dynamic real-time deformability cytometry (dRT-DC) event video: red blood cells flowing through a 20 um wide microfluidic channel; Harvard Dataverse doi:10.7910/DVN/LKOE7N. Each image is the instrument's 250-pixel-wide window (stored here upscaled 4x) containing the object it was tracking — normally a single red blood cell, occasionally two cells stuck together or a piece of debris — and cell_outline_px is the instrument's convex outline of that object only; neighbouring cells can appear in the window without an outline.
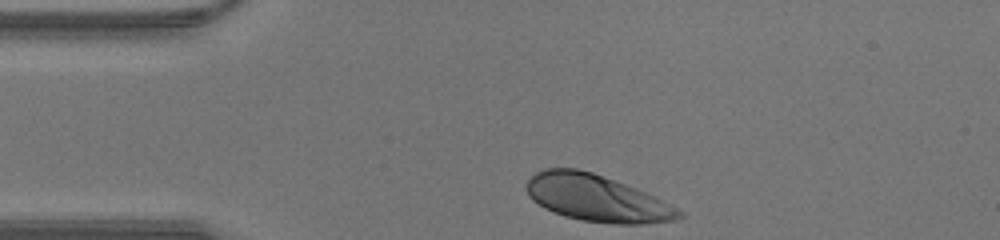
{"species": "human", "species_latin": "Homo sapiens", "temperature_condition": "warm", "stored_images_in_passage": 26, "camera_frame_rate_fps": 3000, "um_per_image_px": 0.085, "donor": {"sex": "male"}, "frame": {"image": 1, "passage_image": 1, "time_ms": 0.0, "image_size_px": [1000, 240], "cell_outline_px": [[684, 216], [676, 220], [640, 224], [612, 224], [584, 220], [564, 216], [544, 208], [532, 200], [528, 196], [524, 184], [536, 172], [544, 168], [576, 168], [592, 172], [636, 188], [656, 196], [684, 212]], "centroid_in_image_um": [50.71, 16.84], "position_along_channel_um": 34.3, "area_um2": 41.62}}
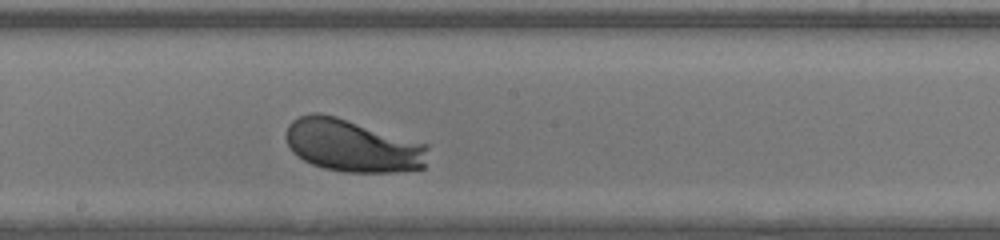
{"frame": {"image": 2, "passage_image": 15, "time_ms": 4.667, "image_size_px": [1000, 240], "cell_outline_px": [[428, 148], [424, 168], [392, 172], [344, 172], [324, 168], [312, 164], [296, 156], [292, 152], [284, 136], [288, 124], [292, 120], [300, 116], [312, 112], [320, 112], [336, 116], [428, 144]], "centroid_in_image_um": [29.92, 12.37], "position_along_channel_um": 218.3, "area_um2": 43.7}}
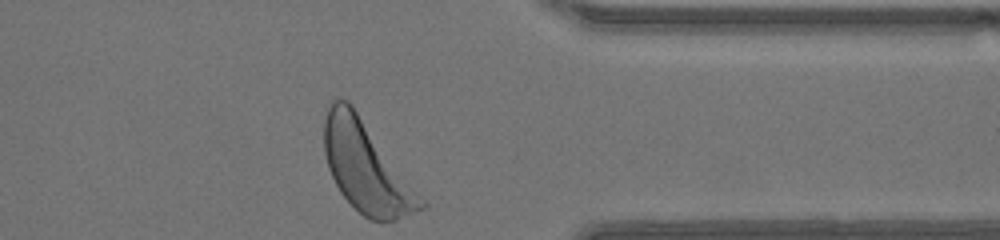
{"frame": {"image": 3, "passage_image": 26, "time_ms": 8.333, "image_size_px": [1000, 240], "cell_outline_px": [[428, 204], [424, 208], [396, 220], [372, 220], [364, 216], [340, 192], [328, 168], [324, 152], [324, 120], [328, 104], [336, 96], [348, 100], [352, 104]], "centroid_in_image_um": [31.11, 14.16], "position_along_channel_um": 380.3, "area_um2": 50.58}}